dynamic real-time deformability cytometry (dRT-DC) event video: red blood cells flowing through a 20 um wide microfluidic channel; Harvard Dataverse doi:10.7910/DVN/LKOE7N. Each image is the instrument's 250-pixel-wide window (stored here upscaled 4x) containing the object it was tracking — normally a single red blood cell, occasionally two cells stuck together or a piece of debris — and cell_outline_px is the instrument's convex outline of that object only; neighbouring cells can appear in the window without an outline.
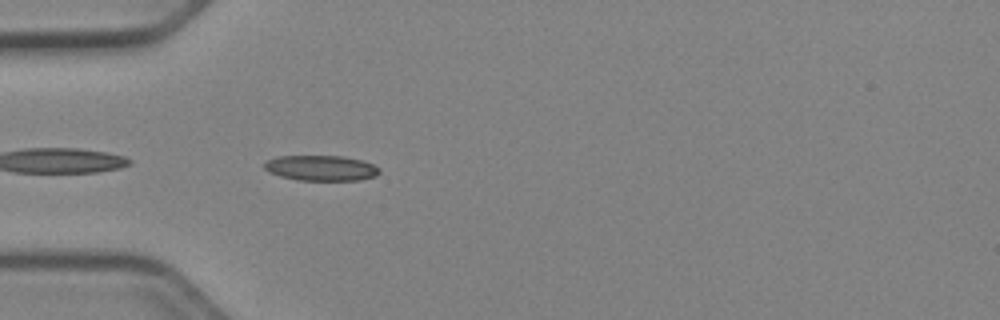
{"species": "Egyptian fruit bat (a non-hibernating species)", "species_latin": "Rousettus aegyptiacus", "temperature_condition": "cold", "stored_images_in_passage": 5, "camera_frame_rate_fps": 3000, "um_per_image_px": 0.085, "animal": {"sex": "female"}, "frame": {"image": 1, "passage_image": 2, "time_ms": 0.333, "image_size_px": [1000, 320], "cell_outline_px": [[380, 172], [376, 176], [360, 180], [300, 180], [280, 176], [268, 172], [264, 168], [264, 164], [268, 160], [276, 156], [344, 156], [360, 160], [372, 164], [380, 168]], "centroid_in_image_um": [27.29, 14.28], "position_along_channel_um": 57.7, "area_um2": 16.99}}